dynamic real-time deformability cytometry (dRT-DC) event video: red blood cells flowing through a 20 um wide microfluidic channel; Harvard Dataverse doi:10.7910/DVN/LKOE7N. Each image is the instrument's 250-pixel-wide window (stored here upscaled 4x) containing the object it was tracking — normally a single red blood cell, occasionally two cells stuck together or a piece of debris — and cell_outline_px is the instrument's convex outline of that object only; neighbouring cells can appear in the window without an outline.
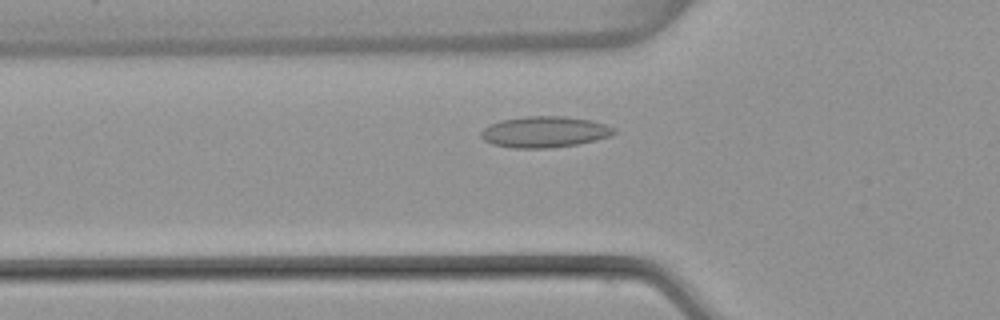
{"species": "common noctule bat (a hibernating species)", "species_latin": "Nyctalus noctula", "temperature_condition": "warm", "stored_images_in_passage": 48, "camera_frame_rate_fps": 3000, "um_per_image_px": 0.085, "animal": {"sex": "female", "body_mass_g": 22.7, "forearm_length_mm": 54.2}, "frame": {"image": 1, "passage_image": 13, "time_ms": 4.0, "image_size_px": [1000, 320], "cell_outline_px": [[616, 132], [612, 136], [596, 140], [576, 144], [552, 148], [512, 148], [492, 144], [484, 140], [480, 136], [480, 132], [484, 128], [500, 120], [524, 116], [564, 116], [592, 120], [616, 128]], "centroid_in_image_um": [46.3, 11.21], "position_along_channel_um": 79.5, "area_um2": 24.28}}
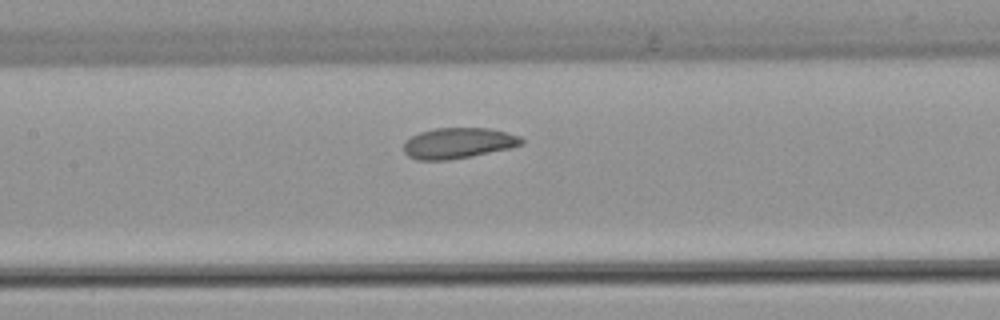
{"frame": {"image": 2, "passage_image": 20, "time_ms": 6.333, "image_size_px": [1000, 320], "cell_outline_px": [[524, 144], [512, 148], [448, 160], [416, 160], [408, 156], [404, 152], [404, 144], [412, 136], [420, 132], [436, 128], [488, 128], [520, 136], [524, 140]], "centroid_in_image_um": [38.96, 12.17], "position_along_channel_um": 168.4, "area_um2": 20.98}}
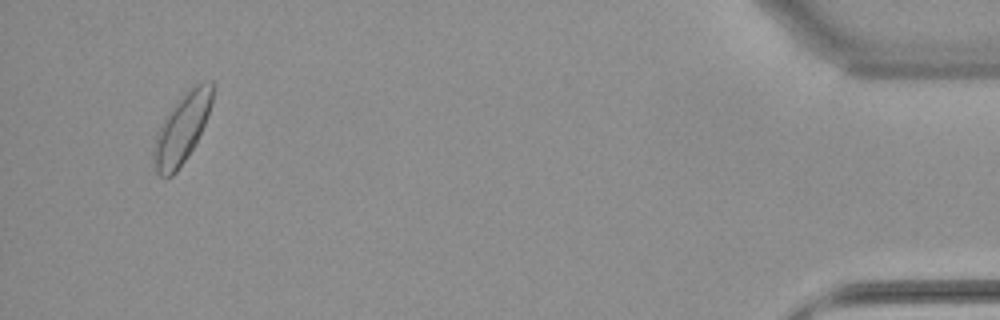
{"frame": {"image": 3, "passage_image": 46, "time_ms": 15.0, "image_size_px": [1000, 320], "cell_outline_px": [[216, 84], [212, 104], [204, 124], [188, 156], [176, 172], [172, 176], [160, 176], [156, 172], [152, 156], [152, 148], [156, 132], [168, 112], [188, 88], [196, 84], [212, 80]], "centroid_in_image_um": [15.46, 10.9], "position_along_channel_um": 419.7, "area_um2": 23.87}, "authors_computed_cell_mechanics": {"area_um2": 20.9814, "velocity_mm_per_s": 3.7855, "shape_relaxation_time_tau1_ms": null, "shape_relaxation_time_tau2_ms": 2.3206, "deformation_change_tau1": null, "deformation_change_tau2": 0.0573}}